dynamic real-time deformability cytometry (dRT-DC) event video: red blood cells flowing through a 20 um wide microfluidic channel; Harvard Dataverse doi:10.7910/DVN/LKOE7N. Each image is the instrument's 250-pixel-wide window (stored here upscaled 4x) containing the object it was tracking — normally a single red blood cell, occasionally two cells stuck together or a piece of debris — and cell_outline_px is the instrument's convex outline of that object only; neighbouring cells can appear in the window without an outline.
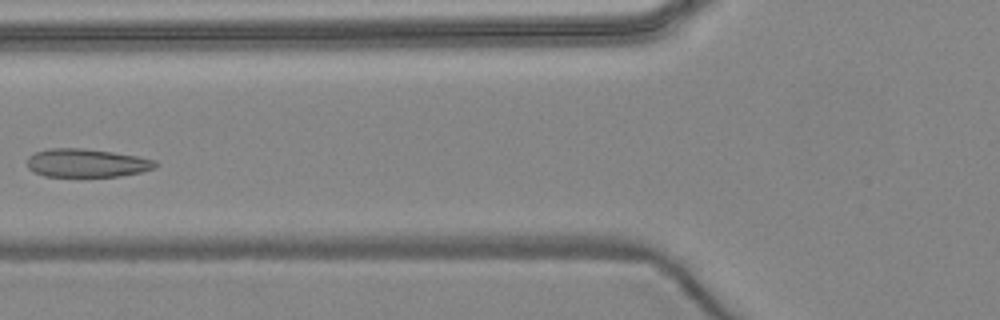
{"species": "common noctule bat (a hibernating species)", "species_latin": "Nyctalus noctula", "temperature_condition": "warm", "stored_images_in_passage": 6, "camera_frame_rate_fps": 3000, "um_per_image_px": 0.085, "animal": {"sex": "female", "body_mass_g": 24.6, "forearm_length_mm": 56.2}, "frame": {"image": 1, "passage_image": 5, "time_ms": 5.0, "image_size_px": [1000, 320], "cell_outline_px": [[160, 164], [156, 168], [140, 172], [120, 176], [44, 176], [28, 168], [28, 156], [36, 152], [52, 148], [80, 148], [112, 152], [136, 156], [156, 160]], "centroid_in_image_um": [7.41, 13.85], "position_along_channel_um": 118.4, "area_um2": 21.04}}
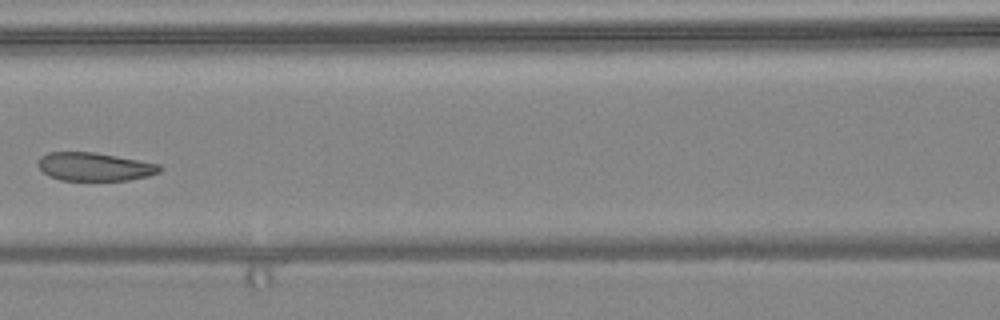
{"frame": {"image": 2, "passage_image": 6, "time_ms": 6.0, "image_size_px": [1000, 320], "cell_outline_px": [[164, 168], [160, 172], [148, 176], [128, 180], [60, 180], [48, 176], [36, 164], [40, 156], [48, 152], [92, 152], [160, 164]], "centroid_in_image_um": [8.02, 14.17], "position_along_channel_um": 158.6, "area_um2": 20.06}}